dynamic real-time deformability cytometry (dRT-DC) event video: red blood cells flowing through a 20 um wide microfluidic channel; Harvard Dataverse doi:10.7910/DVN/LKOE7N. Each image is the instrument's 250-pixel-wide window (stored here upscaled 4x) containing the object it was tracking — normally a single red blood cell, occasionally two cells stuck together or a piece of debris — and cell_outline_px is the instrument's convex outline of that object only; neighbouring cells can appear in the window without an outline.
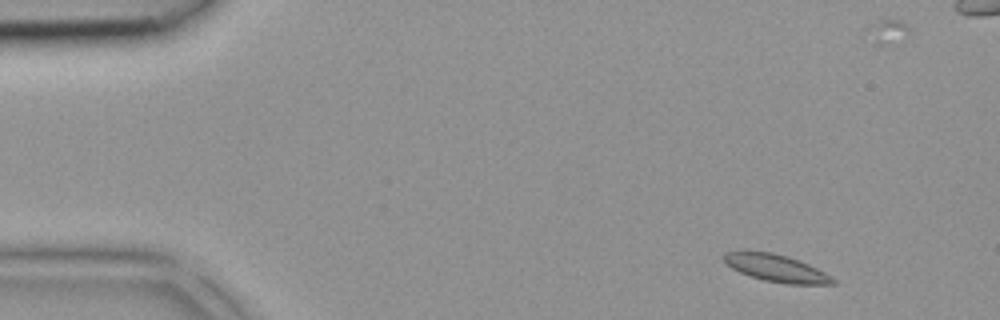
{"species": "common noctule bat (a hibernating species)", "species_latin": "Nyctalus noctula", "temperature_condition": "room temperature", "stored_images_in_passage": 11, "camera_frame_rate_fps": 3000, "um_per_image_px": 0.085, "animal": {"sex": "female", "body_mass_g": 18.4}, "frame": {"image": 1, "passage_image": 2, "time_ms": 0.333, "image_size_px": [1000, 320], "cell_outline_px": [[836, 284], [788, 284], [764, 280], [740, 272], [732, 268], [724, 260], [724, 252], [744, 248], [772, 252], [788, 256], [808, 264], [824, 272], [836, 280]], "centroid_in_image_um": [65.92, 22.74], "position_along_channel_um": 19.1, "area_um2": 17.57}}